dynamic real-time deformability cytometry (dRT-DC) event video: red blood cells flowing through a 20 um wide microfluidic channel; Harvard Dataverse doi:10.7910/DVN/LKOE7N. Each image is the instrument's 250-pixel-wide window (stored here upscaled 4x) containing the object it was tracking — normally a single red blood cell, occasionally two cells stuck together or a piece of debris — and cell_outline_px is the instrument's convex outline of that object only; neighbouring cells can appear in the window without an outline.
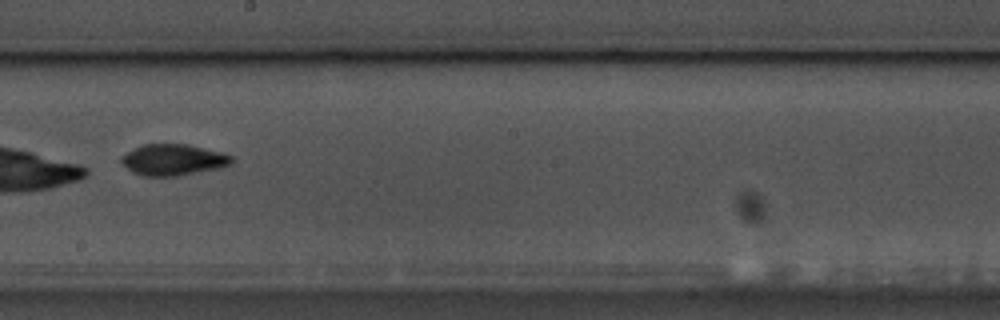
{"species": "common noctule bat (a hibernating species)", "species_latin": "Nyctalus noctula", "temperature_condition": "warm", "stored_images_in_passage": 55, "camera_frame_rate_fps": 3000, "um_per_image_px": 0.085, "animal": {"sex": "male", "body_mass_g": 17.5, "forearm_length_mm": 52.3}, "frame": {"image": 1, "passage_image": 32, "time_ms": 10.333, "image_size_px": [1000, 320], "cell_outline_px": [[232, 164], [216, 168], [176, 176], [144, 176], [132, 172], [120, 160], [120, 156], [144, 144], [188, 144], [220, 152], [232, 156]], "centroid_in_image_um": [14.7, 13.58], "position_along_channel_um": 233.5, "area_um2": 19.71}}